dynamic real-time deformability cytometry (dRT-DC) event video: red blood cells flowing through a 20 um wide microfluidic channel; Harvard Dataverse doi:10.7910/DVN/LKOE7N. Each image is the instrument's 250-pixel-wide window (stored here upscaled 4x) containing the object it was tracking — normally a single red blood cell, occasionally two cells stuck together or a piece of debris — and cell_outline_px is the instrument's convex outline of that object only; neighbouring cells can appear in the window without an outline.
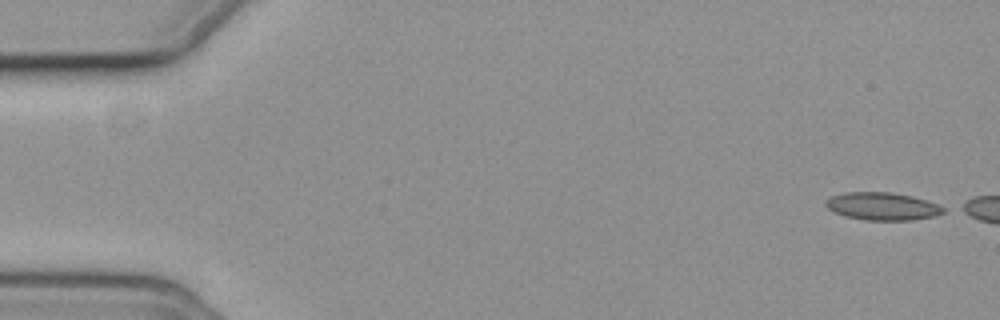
{"species": "common noctule bat (a hibernating species)", "species_latin": "Nyctalus noctula", "temperature_condition": "cold", "stored_images_in_passage": 6, "camera_frame_rate_fps": 3000, "um_per_image_px": 0.085, "animal": {"sex": "female", "body_mass_g": 19.3, "forearm_length_mm": 54.1}, "frame": {"image": 1, "passage_image": 1, "time_ms": 0.0, "image_size_px": [1000, 320], "cell_outline_px": [[944, 212], [936, 216], [912, 220], [868, 220], [844, 216], [828, 208], [824, 204], [824, 200], [832, 196], [844, 192], [888, 192], [912, 196], [936, 204], [944, 208]], "centroid_in_image_um": [74.97, 17.53], "position_along_channel_um": 10.0, "area_um2": 18.84}}